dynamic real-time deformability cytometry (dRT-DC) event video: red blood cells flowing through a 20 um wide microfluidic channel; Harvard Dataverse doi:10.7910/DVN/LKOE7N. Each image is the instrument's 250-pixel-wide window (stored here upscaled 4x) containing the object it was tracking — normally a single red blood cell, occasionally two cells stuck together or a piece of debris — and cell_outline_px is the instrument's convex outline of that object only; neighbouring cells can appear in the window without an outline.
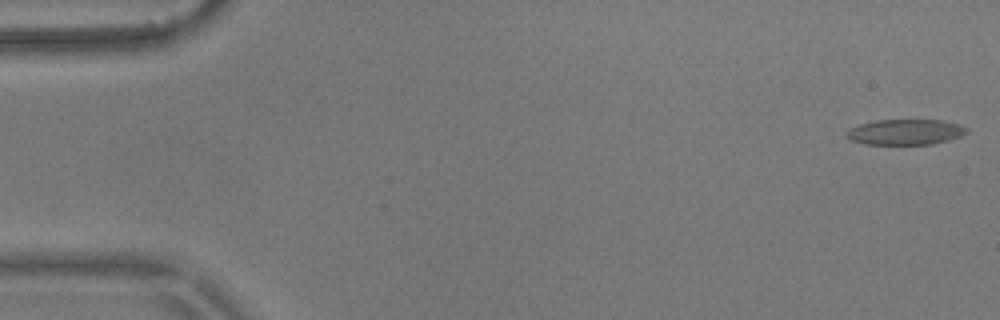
{"species": "common noctule bat (a hibernating species)", "species_latin": "Nyctalus noctula", "temperature_condition": "warm", "stored_images_in_passage": 5, "camera_frame_rate_fps": 3000, "um_per_image_px": 0.085, "animal": {"sex": "male", "body_mass_g": 17.9}, "frame": {"image": 1, "passage_image": 1, "time_ms": 0.0, "image_size_px": [1000, 320], "cell_outline_px": [[968, 132], [960, 136], [948, 140], [932, 144], [864, 144], [852, 140], [844, 132], [848, 128], [860, 124], [876, 120], [940, 120], [960, 124], [968, 128]], "centroid_in_image_um": [76.96, 11.21], "position_along_channel_um": 8.0, "area_um2": 17.86}}
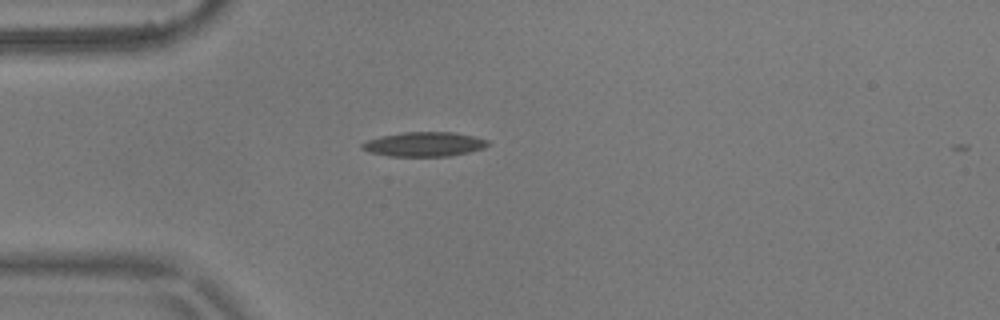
{"frame": {"image": 2, "passage_image": 5, "time_ms": 1.333, "image_size_px": [1000, 320], "cell_outline_px": [[488, 144], [484, 148], [468, 152], [448, 156], [388, 156], [368, 152], [360, 148], [360, 144], [368, 140], [380, 136], [400, 132], [452, 132], [476, 136], [488, 140]], "centroid_in_image_um": [36.02, 12.25], "position_along_channel_um": 49.0, "area_um2": 18.03}}